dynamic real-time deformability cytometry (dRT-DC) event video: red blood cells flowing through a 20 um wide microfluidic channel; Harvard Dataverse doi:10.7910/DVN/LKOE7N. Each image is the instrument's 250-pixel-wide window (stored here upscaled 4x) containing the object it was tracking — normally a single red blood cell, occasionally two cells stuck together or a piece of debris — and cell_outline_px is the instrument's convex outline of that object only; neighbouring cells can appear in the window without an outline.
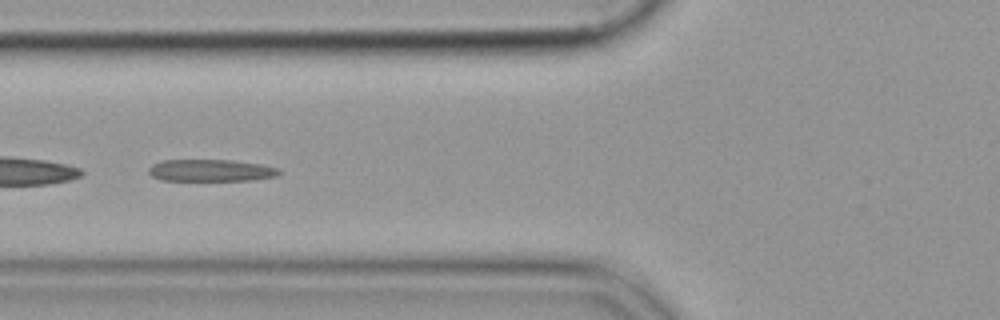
{"species": "common noctule bat (a hibernating species)", "species_latin": "Nyctalus noctula", "temperature_condition": "cold", "stored_images_in_passage": 33, "camera_frame_rate_fps": 3000, "um_per_image_px": 0.085, "animal": {"sex": "female", "body_mass_g": 19.9}, "frame": {"image": 1, "passage_image": 10, "time_ms": 3.0, "image_size_px": [1000, 320], "cell_outline_px": [[280, 172], [276, 176], [252, 180], [160, 180], [152, 176], [148, 172], [148, 168], [152, 164], [164, 160], [232, 160], [260, 164], [280, 168]], "centroid_in_image_um": [17.91, 14.48], "position_along_channel_um": 107.9, "area_um2": 16.65}}